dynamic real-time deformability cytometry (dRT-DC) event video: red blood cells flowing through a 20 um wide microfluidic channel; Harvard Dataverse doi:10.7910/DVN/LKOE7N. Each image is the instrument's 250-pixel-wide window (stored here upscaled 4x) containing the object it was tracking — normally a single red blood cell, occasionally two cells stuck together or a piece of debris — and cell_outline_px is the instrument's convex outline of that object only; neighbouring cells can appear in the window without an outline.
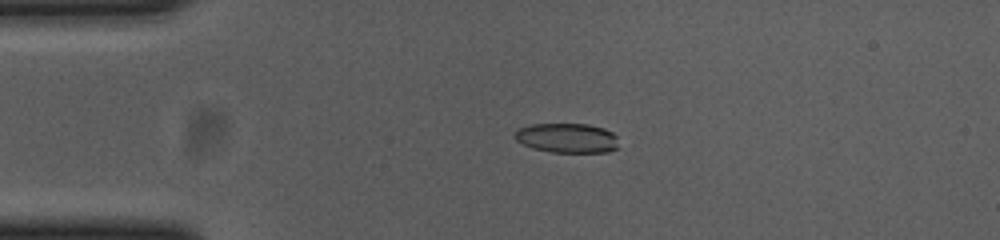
{"species": "common noctule bat (a hibernating species)", "species_latin": "Nyctalus noctula", "temperature_condition": "cold", "stored_images_in_passage": 55, "camera_frame_rate_fps": 3000, "um_per_image_px": 0.085, "animal": {"sex": "female", "body_mass_g": 23.0, "forearm_length_mm": 53.4}, "frame": {"image": 1, "passage_image": 12, "time_ms": 3.667, "image_size_px": [1000, 240], "cell_outline_px": [[616, 148], [608, 152], [552, 152], [532, 148], [516, 140], [512, 136], [516, 128], [532, 124], [588, 124], [604, 128], [612, 132], [616, 136]], "centroid_in_image_um": [48.15, 11.72], "position_along_channel_um": 36.9, "area_um2": 17.98}}
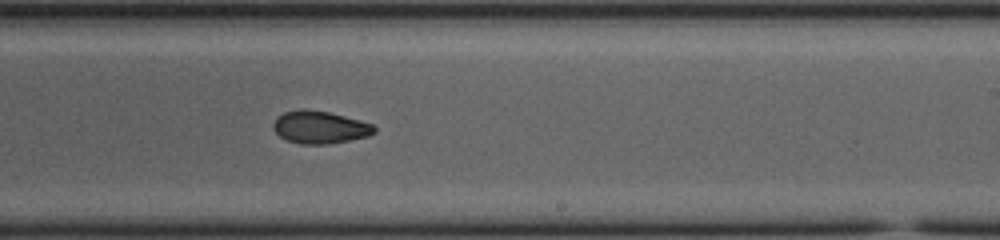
{"frame": {"image": 2, "passage_image": 33, "time_ms": 10.667, "image_size_px": [1000, 240], "cell_outline_px": [[376, 132], [368, 136], [328, 144], [300, 144], [288, 140], [280, 136], [272, 128], [272, 124], [276, 116], [284, 112], [300, 108], [328, 112], [360, 120], [372, 124], [376, 128]], "centroid_in_image_um": [27.16, 10.81], "position_along_channel_um": 261.8, "area_um2": 19.19}}
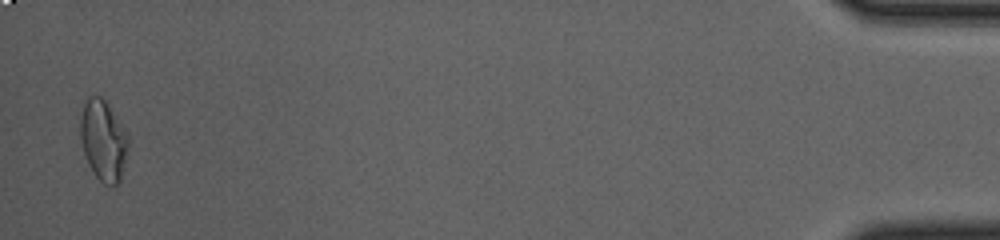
{"frame": {"image": 3, "passage_image": 54, "time_ms": 17.667, "image_size_px": [1000, 240], "cell_outline_px": [[128, 148], [120, 180], [112, 188], [104, 184], [92, 172], [88, 164], [80, 140], [80, 116], [84, 104], [88, 96], [100, 96], [108, 104], [124, 128], [128, 136]], "centroid_in_image_um": [8.77, 11.95], "position_along_channel_um": 426.4, "area_um2": 22.54}, "authors_computed_cell_mechanics": {"area_um2": 19.1318, "velocity_mm_per_s": 3.6852, "shape_relaxation_time_tau1_ms": null, "shape_relaxation_time_tau2_ms": 4.0811, "deformation_change_tau1": null, "deformation_change_tau2": 0.0818}}